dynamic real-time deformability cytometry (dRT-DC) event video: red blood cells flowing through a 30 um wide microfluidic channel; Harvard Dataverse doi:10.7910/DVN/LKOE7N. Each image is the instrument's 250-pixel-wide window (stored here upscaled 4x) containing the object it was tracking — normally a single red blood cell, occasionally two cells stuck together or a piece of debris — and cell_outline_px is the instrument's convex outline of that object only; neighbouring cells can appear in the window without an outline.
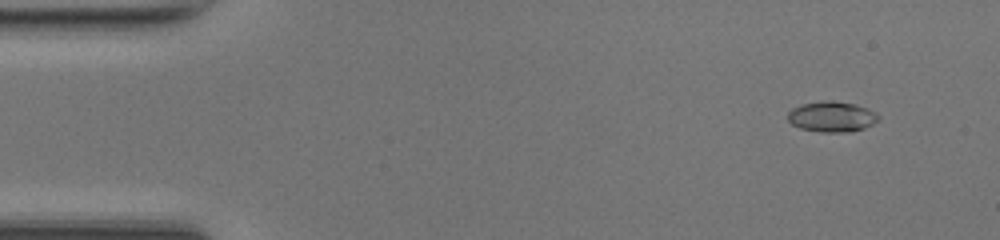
{"species": "common noctule bat (a hibernating species)", "species_latin": "Nyctalus noctula", "temperature_condition": "room temperature", "stored_images_in_passage": 50, "camera_frame_rate_fps": 3000, "um_per_image_px": 0.085, "animal": {"sex": "female", "body_mass_g": 17.0, "forearm_length_mm": 48.0}, "frame": {"image": 1, "passage_image": 5, "time_ms": 1.333, "image_size_px": [1000, 240], "cell_outline_px": [[880, 116], [872, 124], [864, 128], [848, 132], [824, 132], [800, 128], [792, 124], [788, 120], [788, 112], [792, 108], [804, 104], [832, 100], [856, 104]], "centroid_in_image_um": [70.68, 9.92], "position_along_channel_um": 14.3, "area_um2": 15.72}}
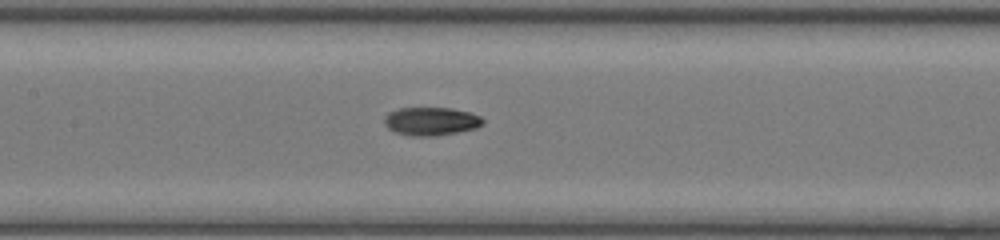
{"frame": {"image": 2, "passage_image": 24, "time_ms": 7.667, "image_size_px": [1000, 240], "cell_outline_px": [[484, 124], [476, 128], [436, 136], [412, 136], [396, 132], [388, 128], [384, 124], [384, 116], [388, 112], [400, 108], [452, 108], [468, 112], [480, 116], [484, 120]], "centroid_in_image_um": [36.63, 10.31], "position_along_channel_um": 170.8, "area_um2": 16.24}}
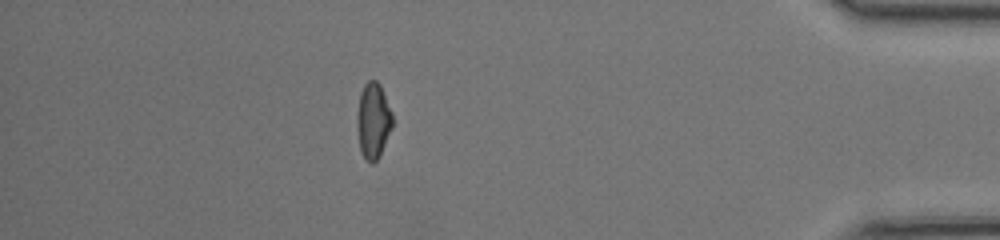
{"frame": {"image": 3, "passage_image": 44, "time_ms": 14.333, "image_size_px": [1000, 240], "cell_outline_px": [[392, 128], [380, 156], [372, 164], [364, 160], [360, 148], [356, 124], [356, 116], [360, 92], [364, 84], [368, 80], [376, 80], [380, 84], [392, 112]], "centroid_in_image_um": [31.71, 10.26], "position_along_channel_um": 403.5, "area_um2": 15.9}, "authors_computed_cell_mechanics": {"area_um2": 15.7505, "velocity_mm_per_s": 4.2446, "shape_relaxation_time_tau1_ms": 4.8384, "shape_relaxation_time_tau2_ms": 4.702, "deformation_change_tau1": 0.1742, "deformation_change_tau2": 0.0805}}